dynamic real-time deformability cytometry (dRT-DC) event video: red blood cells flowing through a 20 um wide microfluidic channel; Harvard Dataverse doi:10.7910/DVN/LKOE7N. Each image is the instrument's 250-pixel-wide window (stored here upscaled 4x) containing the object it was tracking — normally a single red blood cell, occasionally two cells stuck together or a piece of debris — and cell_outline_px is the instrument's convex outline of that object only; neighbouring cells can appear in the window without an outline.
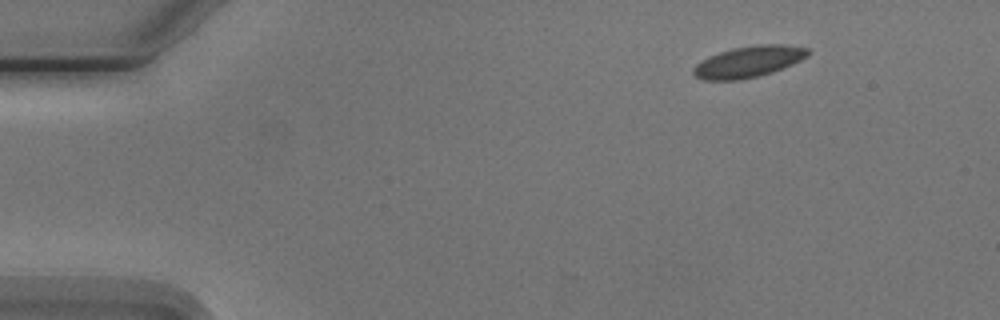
{"species": "Egyptian fruit bat (a non-hibernating species)", "species_latin": "Rousettus aegyptiacus", "temperature_condition": "cold", "stored_images_in_passage": 9, "camera_frame_rate_fps": 3000, "um_per_image_px": 0.085, "animal": {"sex": "male"}, "frame": {"image": 1, "passage_image": 1, "time_ms": 0.0, "image_size_px": [1000, 320], "cell_outline_px": [[812, 52], [808, 56], [792, 64], [772, 72], [740, 80], [704, 80], [696, 76], [692, 72], [692, 68], [696, 64], [708, 56], [732, 48], [756, 44], [784, 44], [808, 48]], "centroid_in_image_um": [63.63, 5.23], "position_along_channel_um": 21.4, "area_um2": 20.92}}
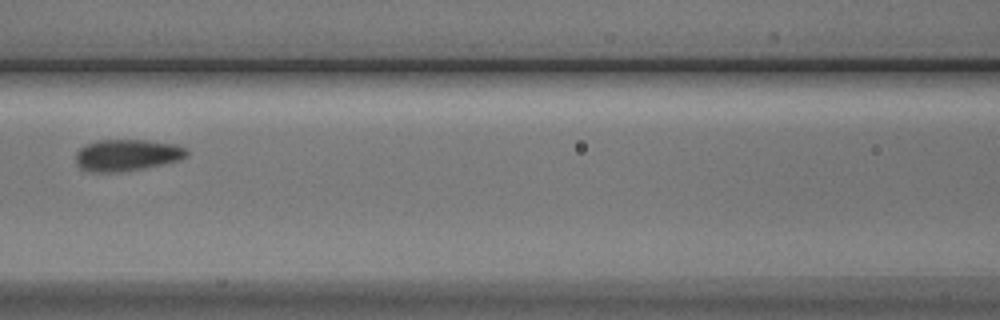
{"frame": {"image": 2, "passage_image": 6, "time_ms": 6.0, "image_size_px": [1000, 320], "cell_outline_px": [[188, 156], [180, 160], [144, 168], [120, 172], [92, 172], [80, 168], [76, 160], [76, 152], [84, 144], [96, 140], [144, 140], [176, 144], [184, 148], [188, 152]], "centroid_in_image_um": [10.78, 13.18], "position_along_channel_um": 155.8, "area_um2": 20.52}}
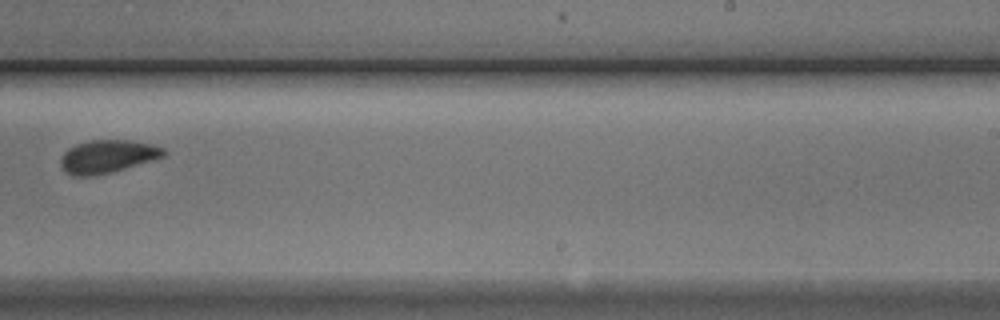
{"frame": {"image": 3, "passage_image": 9, "time_ms": 9.333, "image_size_px": [1000, 320], "cell_outline_px": [[168, 152], [164, 156], [112, 172], [96, 176], [72, 176], [60, 164], [60, 160], [64, 152], [68, 148], [76, 144], [92, 140], [132, 140], [152, 144], [164, 148]], "centroid_in_image_um": [9.15, 13.29], "position_along_channel_um": 279.9, "area_um2": 19.77}}